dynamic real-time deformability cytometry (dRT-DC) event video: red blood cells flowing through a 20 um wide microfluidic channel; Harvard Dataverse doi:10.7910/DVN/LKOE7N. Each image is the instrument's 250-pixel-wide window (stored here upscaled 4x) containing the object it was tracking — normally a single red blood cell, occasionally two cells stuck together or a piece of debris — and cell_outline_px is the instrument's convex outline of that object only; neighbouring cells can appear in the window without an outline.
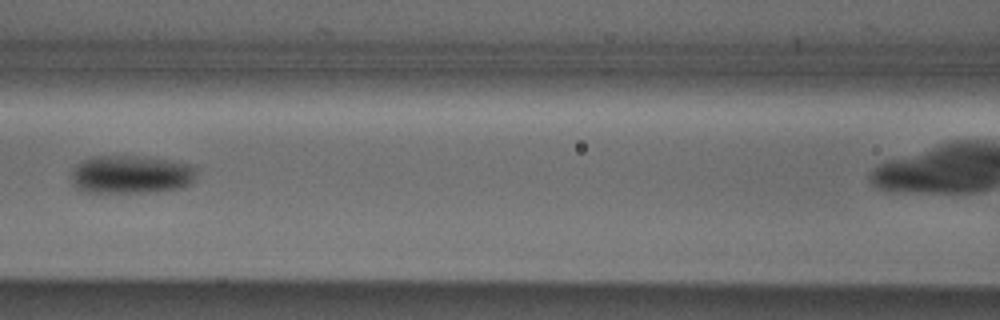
{"species": "Egyptian fruit bat (a non-hibernating species)", "species_latin": "Rousettus aegyptiacus", "temperature_condition": "cold", "stored_images_in_passage": 7, "camera_frame_rate_fps": 3000, "um_per_image_px": 0.085, "animal": {"sex": "male"}, "frame": {"image": 1, "passage_image": 6, "time_ms": 1.667, "image_size_px": [1000, 320], "cell_outline_px": [[196, 180], [192, 184], [184, 188], [156, 192], [84, 192], [76, 188], [72, 184], [72, 168], [76, 164], [92, 156], [148, 156], [192, 164], [196, 168]], "centroid_in_image_um": [11.19, 14.83], "position_along_channel_um": 155.4, "area_um2": 28.61}}